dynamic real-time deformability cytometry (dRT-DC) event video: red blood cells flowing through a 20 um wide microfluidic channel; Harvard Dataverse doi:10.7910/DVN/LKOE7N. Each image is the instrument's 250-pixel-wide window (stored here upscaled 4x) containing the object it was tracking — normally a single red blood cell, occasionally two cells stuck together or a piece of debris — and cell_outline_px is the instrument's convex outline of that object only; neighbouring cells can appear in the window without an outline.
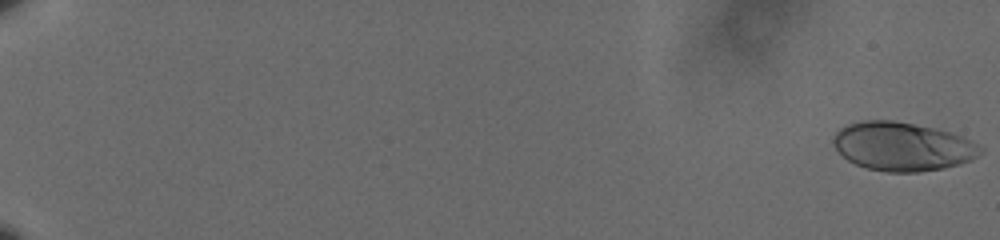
{"species": "human", "species_latin": "Homo sapiens", "temperature_condition": "cold", "stored_images_in_passage": 46, "camera_frame_rate_fps": 3000, "um_per_image_px": 0.085, "donor": {"sex": "male"}, "frame": {"image": 1, "passage_image": 1, "time_ms": 0.0, "image_size_px": [1000, 240], "cell_outline_px": [[984, 148], [972, 160], [944, 168], [920, 172], [888, 172], [868, 168], [856, 164], [848, 160], [836, 148], [832, 140], [836, 132], [840, 128], [848, 124], [864, 120], [892, 120], [936, 128], [960, 136], [980, 144]], "centroid_in_image_um": [76.72, 12.45], "position_along_channel_um": 8.3, "area_um2": 41.5}}
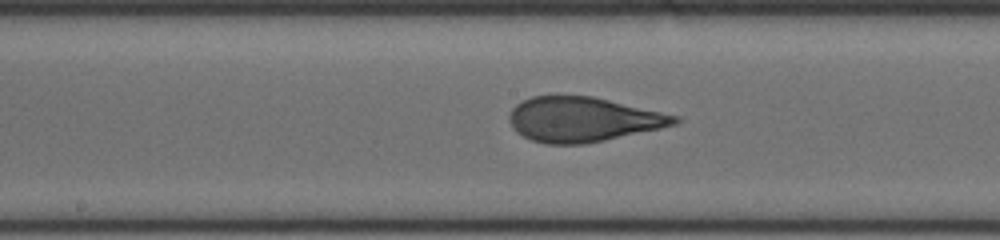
{"frame": {"image": 2, "passage_image": 21, "time_ms": 6.667, "image_size_px": [1000, 240], "cell_outline_px": [[680, 120], [676, 124], [660, 128], [604, 140], [584, 144], [544, 144], [532, 140], [516, 132], [512, 128], [508, 120], [508, 116], [512, 108], [520, 100], [532, 96], [592, 96], [680, 116]], "centroid_in_image_um": [49.5, 10.15], "position_along_channel_um": 198.7, "area_um2": 43.06}}
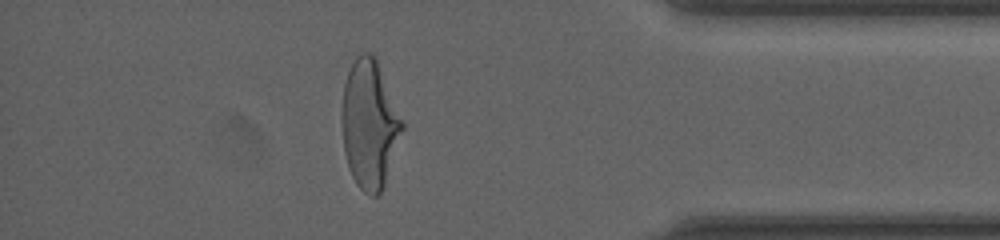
{"frame": {"image": 3, "passage_image": 40, "time_ms": 13.0, "image_size_px": [1000, 240], "cell_outline_px": [[404, 128], [384, 188], [376, 196], [372, 196], [364, 192], [356, 184], [348, 168], [344, 152], [340, 120], [340, 116], [344, 84], [348, 72], [356, 56], [360, 52], [368, 52], [376, 56], [404, 124]], "centroid_in_image_um": [31.39, 10.56], "position_along_channel_um": 403.8, "area_um2": 45.66}, "authors_computed_cell_mechanics": {"area_um2": 42.8298, "velocity_mm_per_s": 3.5956, "shape_relaxation_time_tau1_ms": 5.5305, "shape_relaxation_time_tau2_ms": null, "deformation_change_tau1": 0.1965, "deformation_change_tau2": null}}